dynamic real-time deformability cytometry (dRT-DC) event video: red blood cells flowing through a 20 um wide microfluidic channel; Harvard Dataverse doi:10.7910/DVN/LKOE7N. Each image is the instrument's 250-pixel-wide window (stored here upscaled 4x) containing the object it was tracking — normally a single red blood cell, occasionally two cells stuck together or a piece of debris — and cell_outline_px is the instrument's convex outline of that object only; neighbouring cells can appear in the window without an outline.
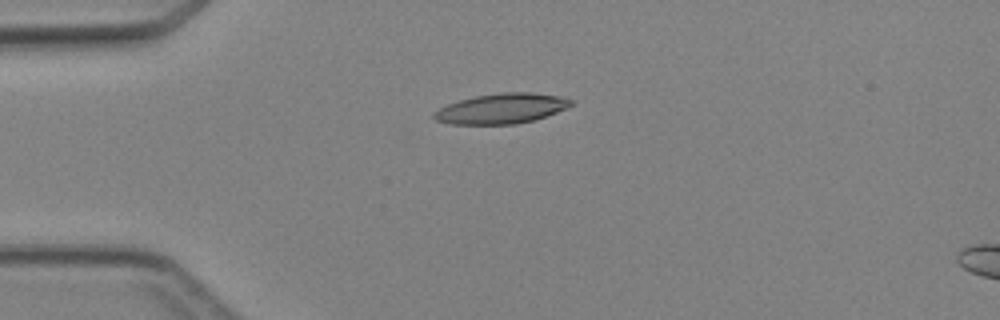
{"species": "Egyptian fruit bat (a non-hibernating species)", "species_latin": "Rousettus aegyptiacus", "temperature_condition": "cold", "stored_images_in_passage": 3, "camera_frame_rate_fps": 3000, "um_per_image_px": 0.085, "animal": {"sex": "female"}, "frame": {"image": 1, "passage_image": 2, "time_ms": 1.333, "image_size_px": [1000, 320], "cell_outline_px": [[572, 104], [556, 112], [532, 120], [516, 124], [448, 124], [436, 120], [432, 116], [432, 112], [448, 104], [460, 100], [476, 96], [500, 92], [532, 92], [560, 96], [572, 100]], "centroid_in_image_um": [42.58, 9.22], "position_along_channel_um": 42.4, "area_um2": 23.87}}